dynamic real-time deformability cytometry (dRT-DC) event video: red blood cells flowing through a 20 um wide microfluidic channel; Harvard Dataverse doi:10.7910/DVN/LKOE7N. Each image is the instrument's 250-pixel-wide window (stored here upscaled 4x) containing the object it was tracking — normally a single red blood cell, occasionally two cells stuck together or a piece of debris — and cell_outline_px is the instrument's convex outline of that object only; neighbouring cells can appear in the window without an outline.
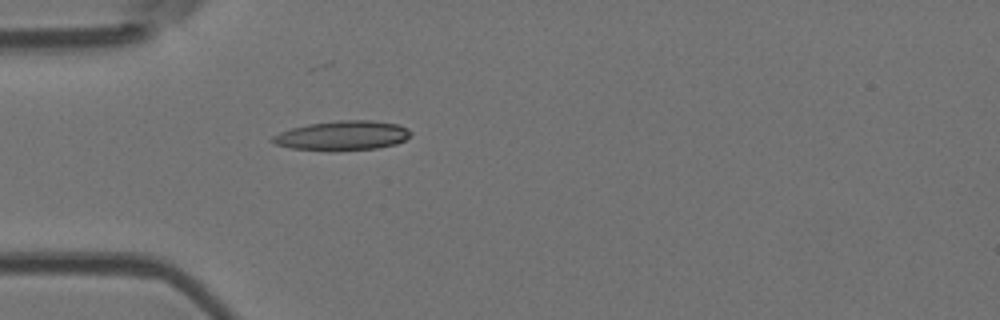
{"species": "Egyptian fruit bat (a non-hibernating species)", "species_latin": "Rousettus aegyptiacus", "temperature_condition": "room temperature", "stored_images_in_passage": 3, "camera_frame_rate_fps": 3000, "um_per_image_px": 0.085, "animal": {"sex": "female"}, "frame": {"image": 1, "passage_image": 3, "time_ms": 2.333, "image_size_px": [1000, 320], "cell_outline_px": [[412, 132], [404, 140], [396, 144], [376, 148], [292, 148], [276, 144], [272, 140], [272, 136], [280, 132], [292, 128], [308, 124], [336, 120], [372, 120], [396, 124], [408, 128]], "centroid_in_image_um": [29.15, 11.47], "position_along_channel_um": 55.9, "area_um2": 22.66}}